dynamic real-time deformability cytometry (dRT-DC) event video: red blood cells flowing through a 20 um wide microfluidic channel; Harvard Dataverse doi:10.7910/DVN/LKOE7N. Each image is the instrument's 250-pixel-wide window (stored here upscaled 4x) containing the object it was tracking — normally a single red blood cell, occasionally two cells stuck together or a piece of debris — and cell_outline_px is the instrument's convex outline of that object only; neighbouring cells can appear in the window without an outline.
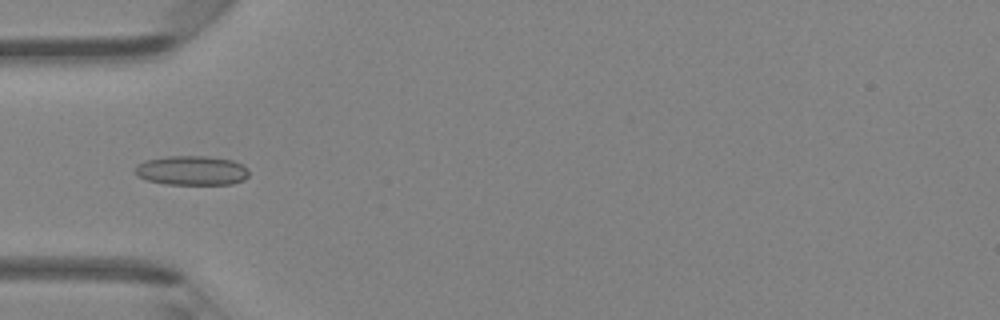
{"species": "Egyptian fruit bat (a non-hibernating species)", "species_latin": "Rousettus aegyptiacus", "temperature_condition": "room temperature", "stored_images_in_passage": 6, "camera_frame_rate_fps": 3000, "um_per_image_px": 0.085, "animal": {"sex": "female"}, "frame": {"image": 1, "passage_image": 5, "time_ms": 1.333, "image_size_px": [1000, 320], "cell_outline_px": [[248, 176], [244, 180], [232, 184], [164, 184], [144, 180], [136, 176], [136, 164], [144, 160], [168, 156], [204, 156], [232, 160], [248, 168]], "centroid_in_image_um": [16.26, 14.5], "position_along_channel_um": 68.7, "area_um2": 19.65}}
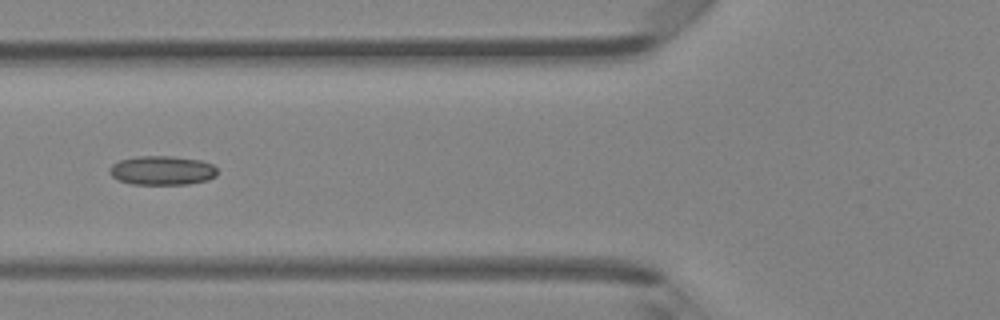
{"frame": {"image": 2, "passage_image": 6, "time_ms": 1.667, "image_size_px": [1000, 320], "cell_outline_px": [[216, 176], [208, 180], [188, 184], [132, 184], [116, 180], [108, 172], [108, 168], [112, 164], [120, 160], [136, 156], [172, 156], [200, 160], [212, 164], [216, 168]], "centroid_in_image_um": [13.74, 14.49], "position_along_channel_um": 112.1, "area_um2": 18.44}}